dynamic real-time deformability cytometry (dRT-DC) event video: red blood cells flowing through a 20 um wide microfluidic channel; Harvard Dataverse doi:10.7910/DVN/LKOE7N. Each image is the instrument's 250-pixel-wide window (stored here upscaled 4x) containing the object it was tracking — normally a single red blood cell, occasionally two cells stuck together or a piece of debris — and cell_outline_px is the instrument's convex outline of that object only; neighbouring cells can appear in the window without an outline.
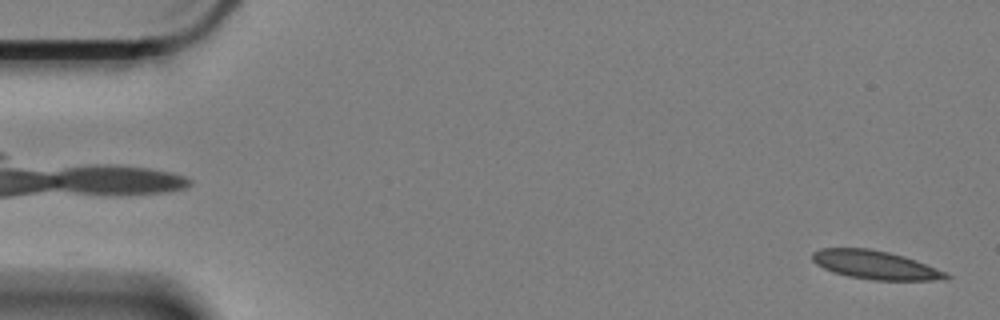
{"species": "Egyptian fruit bat (a non-hibernating species)", "species_latin": "Rousettus aegyptiacus", "temperature_condition": "cold", "stored_images_in_passage": 10, "camera_frame_rate_fps": 3000, "um_per_image_px": 0.085, "animal": {"sex": "female"}, "frame": {"image": 1, "passage_image": 2, "time_ms": 0.333, "image_size_px": [1000, 320], "cell_outline_px": [[952, 276], [948, 280], [872, 280], [848, 276], [832, 272], [816, 264], [812, 260], [812, 252], [820, 248], [868, 248], [888, 252], [904, 256], [916, 260], [944, 272]], "centroid_in_image_um": [74.38, 22.52], "position_along_channel_um": 10.6, "area_um2": 22.25}}